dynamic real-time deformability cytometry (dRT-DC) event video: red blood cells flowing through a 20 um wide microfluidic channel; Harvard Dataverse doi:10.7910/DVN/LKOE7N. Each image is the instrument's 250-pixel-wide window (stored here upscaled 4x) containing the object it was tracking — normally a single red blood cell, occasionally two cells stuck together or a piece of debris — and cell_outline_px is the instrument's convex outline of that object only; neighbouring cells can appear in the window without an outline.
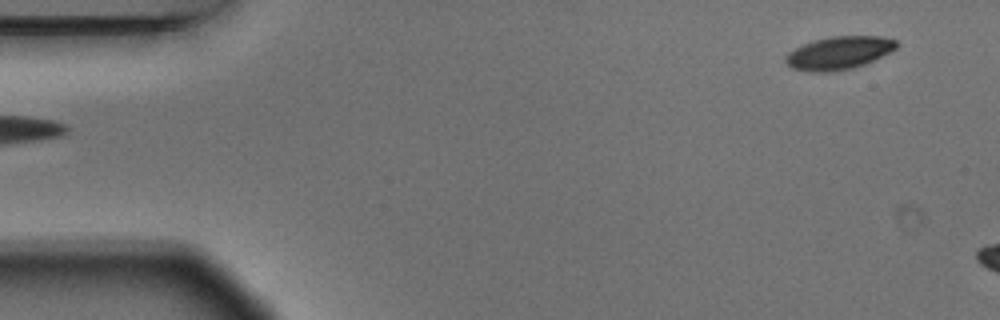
{"species": "Egyptian fruit bat (a non-hibernating species)", "species_latin": "Rousettus aegyptiacus", "temperature_condition": "warm", "stored_images_in_passage": 5, "segment_of_instrument_passage": [2, 2], "camera_frame_rate_fps": 3000, "um_per_image_px": 0.085, "animal": {"sex": "male"}, "frame": {"image": 1, "passage_image": 5, "time_ms": 1.333, "image_size_px": [1000, 320], "cell_outline_px": [[896, 48], [864, 64], [852, 68], [832, 72], [808, 72], [792, 68], [784, 60], [784, 56], [788, 52], [804, 44], [816, 40], [832, 36], [880, 36], [896, 40]], "centroid_in_image_um": [71.25, 4.51], "position_along_channel_um": 13.7, "area_um2": 21.04}}